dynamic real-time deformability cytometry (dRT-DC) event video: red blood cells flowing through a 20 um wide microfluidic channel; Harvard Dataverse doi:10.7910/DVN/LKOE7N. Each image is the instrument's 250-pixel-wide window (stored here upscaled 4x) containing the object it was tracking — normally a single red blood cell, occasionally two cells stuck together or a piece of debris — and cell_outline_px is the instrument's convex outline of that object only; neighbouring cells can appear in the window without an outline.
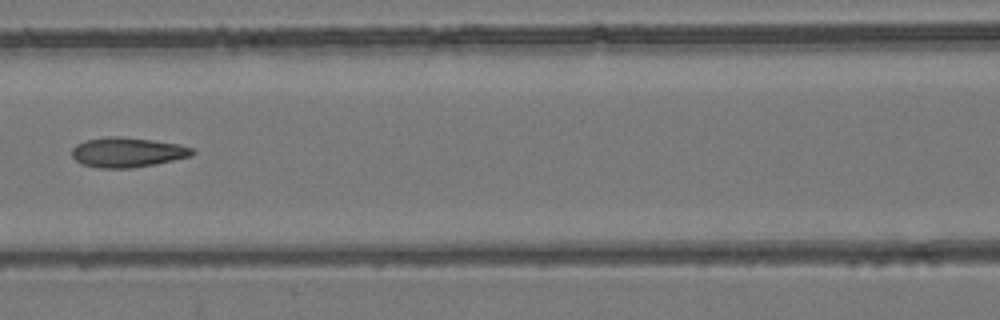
{"species": "common noctule bat (a hibernating species)", "species_latin": "Nyctalus noctula", "temperature_condition": "room temperature", "stored_images_in_passage": 7, "camera_frame_rate_fps": 3000, "um_per_image_px": 0.085, "animal": {"sex": "female", "body_mass_g": 24.6, "forearm_length_mm": 56.2}, "frame": {"image": 1, "passage_image": 7, "time_ms": 7.667, "image_size_px": [1000, 320], "cell_outline_px": [[196, 152], [192, 156], [156, 164], [132, 168], [100, 168], [80, 164], [72, 156], [72, 148], [76, 144], [84, 140], [108, 136], [116, 136], [152, 140], [180, 144], [192, 148]], "centroid_in_image_um": [10.82, 12.95], "position_along_channel_um": 155.8, "area_um2": 21.1}}